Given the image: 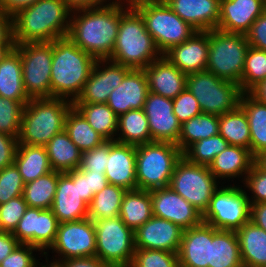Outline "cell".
I'll return each instance as SVG.
<instances>
[{
  "label": "cell",
  "instance_id": "60",
  "mask_svg": "<svg viewBox=\"0 0 266 267\" xmlns=\"http://www.w3.org/2000/svg\"><path fill=\"white\" fill-rule=\"evenodd\" d=\"M66 267H110L96 256L86 258H71L64 260Z\"/></svg>",
  "mask_w": 266,
  "mask_h": 267
},
{
  "label": "cell",
  "instance_id": "43",
  "mask_svg": "<svg viewBox=\"0 0 266 267\" xmlns=\"http://www.w3.org/2000/svg\"><path fill=\"white\" fill-rule=\"evenodd\" d=\"M266 79V51L249 47L239 85L242 93H249L257 84Z\"/></svg>",
  "mask_w": 266,
  "mask_h": 267
},
{
  "label": "cell",
  "instance_id": "24",
  "mask_svg": "<svg viewBox=\"0 0 266 267\" xmlns=\"http://www.w3.org/2000/svg\"><path fill=\"white\" fill-rule=\"evenodd\" d=\"M143 70L150 92L174 99L186 88L187 74L181 72L163 55Z\"/></svg>",
  "mask_w": 266,
  "mask_h": 267
},
{
  "label": "cell",
  "instance_id": "64",
  "mask_svg": "<svg viewBox=\"0 0 266 267\" xmlns=\"http://www.w3.org/2000/svg\"><path fill=\"white\" fill-rule=\"evenodd\" d=\"M249 93L259 102L266 104V79L257 84Z\"/></svg>",
  "mask_w": 266,
  "mask_h": 267
},
{
  "label": "cell",
  "instance_id": "11",
  "mask_svg": "<svg viewBox=\"0 0 266 267\" xmlns=\"http://www.w3.org/2000/svg\"><path fill=\"white\" fill-rule=\"evenodd\" d=\"M248 195L239 185L219 186L202 214L203 222L218 230H239L250 221Z\"/></svg>",
  "mask_w": 266,
  "mask_h": 267
},
{
  "label": "cell",
  "instance_id": "27",
  "mask_svg": "<svg viewBox=\"0 0 266 267\" xmlns=\"http://www.w3.org/2000/svg\"><path fill=\"white\" fill-rule=\"evenodd\" d=\"M254 161L255 157L249 149L229 145L209 164V170L218 181L238 177L243 182Z\"/></svg>",
  "mask_w": 266,
  "mask_h": 267
},
{
  "label": "cell",
  "instance_id": "47",
  "mask_svg": "<svg viewBox=\"0 0 266 267\" xmlns=\"http://www.w3.org/2000/svg\"><path fill=\"white\" fill-rule=\"evenodd\" d=\"M25 183L15 164L0 170V205L21 196Z\"/></svg>",
  "mask_w": 266,
  "mask_h": 267
},
{
  "label": "cell",
  "instance_id": "62",
  "mask_svg": "<svg viewBox=\"0 0 266 267\" xmlns=\"http://www.w3.org/2000/svg\"><path fill=\"white\" fill-rule=\"evenodd\" d=\"M88 184L89 191H92L93 194H96L103 190L109 184V182L106 178L105 173H96L88 171Z\"/></svg>",
  "mask_w": 266,
  "mask_h": 267
},
{
  "label": "cell",
  "instance_id": "41",
  "mask_svg": "<svg viewBox=\"0 0 266 267\" xmlns=\"http://www.w3.org/2000/svg\"><path fill=\"white\" fill-rule=\"evenodd\" d=\"M126 189L108 184L103 190L94 194L88 205L87 218L91 221L119 216Z\"/></svg>",
  "mask_w": 266,
  "mask_h": 267
},
{
  "label": "cell",
  "instance_id": "20",
  "mask_svg": "<svg viewBox=\"0 0 266 267\" xmlns=\"http://www.w3.org/2000/svg\"><path fill=\"white\" fill-rule=\"evenodd\" d=\"M209 51V31H197L185 42L163 54L185 74L206 71Z\"/></svg>",
  "mask_w": 266,
  "mask_h": 267
},
{
  "label": "cell",
  "instance_id": "51",
  "mask_svg": "<svg viewBox=\"0 0 266 267\" xmlns=\"http://www.w3.org/2000/svg\"><path fill=\"white\" fill-rule=\"evenodd\" d=\"M244 187L248 188L253 194L251 198L248 196L250 203L266 202V172L261 170L255 163L251 171L246 175Z\"/></svg>",
  "mask_w": 266,
  "mask_h": 267
},
{
  "label": "cell",
  "instance_id": "29",
  "mask_svg": "<svg viewBox=\"0 0 266 267\" xmlns=\"http://www.w3.org/2000/svg\"><path fill=\"white\" fill-rule=\"evenodd\" d=\"M243 267L266 265V231L251 221L236 231Z\"/></svg>",
  "mask_w": 266,
  "mask_h": 267
},
{
  "label": "cell",
  "instance_id": "15",
  "mask_svg": "<svg viewBox=\"0 0 266 267\" xmlns=\"http://www.w3.org/2000/svg\"><path fill=\"white\" fill-rule=\"evenodd\" d=\"M130 70L109 59H96L88 80L73 103H107L111 92L122 83Z\"/></svg>",
  "mask_w": 266,
  "mask_h": 267
},
{
  "label": "cell",
  "instance_id": "19",
  "mask_svg": "<svg viewBox=\"0 0 266 267\" xmlns=\"http://www.w3.org/2000/svg\"><path fill=\"white\" fill-rule=\"evenodd\" d=\"M183 231L179 225L153 216L134 231L135 248L178 253Z\"/></svg>",
  "mask_w": 266,
  "mask_h": 267
},
{
  "label": "cell",
  "instance_id": "52",
  "mask_svg": "<svg viewBox=\"0 0 266 267\" xmlns=\"http://www.w3.org/2000/svg\"><path fill=\"white\" fill-rule=\"evenodd\" d=\"M41 252L28 244H19L0 264L1 267H37L33 252Z\"/></svg>",
  "mask_w": 266,
  "mask_h": 267
},
{
  "label": "cell",
  "instance_id": "55",
  "mask_svg": "<svg viewBox=\"0 0 266 267\" xmlns=\"http://www.w3.org/2000/svg\"><path fill=\"white\" fill-rule=\"evenodd\" d=\"M18 139L0 132V170L14 164Z\"/></svg>",
  "mask_w": 266,
  "mask_h": 267
},
{
  "label": "cell",
  "instance_id": "66",
  "mask_svg": "<svg viewBox=\"0 0 266 267\" xmlns=\"http://www.w3.org/2000/svg\"><path fill=\"white\" fill-rule=\"evenodd\" d=\"M15 48V42H0V63Z\"/></svg>",
  "mask_w": 266,
  "mask_h": 267
},
{
  "label": "cell",
  "instance_id": "2",
  "mask_svg": "<svg viewBox=\"0 0 266 267\" xmlns=\"http://www.w3.org/2000/svg\"><path fill=\"white\" fill-rule=\"evenodd\" d=\"M72 10L62 0H38L12 16L15 44L52 42L66 37Z\"/></svg>",
  "mask_w": 266,
  "mask_h": 267
},
{
  "label": "cell",
  "instance_id": "21",
  "mask_svg": "<svg viewBox=\"0 0 266 267\" xmlns=\"http://www.w3.org/2000/svg\"><path fill=\"white\" fill-rule=\"evenodd\" d=\"M265 10L263 0H220L217 30L245 35Z\"/></svg>",
  "mask_w": 266,
  "mask_h": 267
},
{
  "label": "cell",
  "instance_id": "13",
  "mask_svg": "<svg viewBox=\"0 0 266 267\" xmlns=\"http://www.w3.org/2000/svg\"><path fill=\"white\" fill-rule=\"evenodd\" d=\"M218 183L209 166L191 163L182 156L174 167L169 187L203 214Z\"/></svg>",
  "mask_w": 266,
  "mask_h": 267
},
{
  "label": "cell",
  "instance_id": "30",
  "mask_svg": "<svg viewBox=\"0 0 266 267\" xmlns=\"http://www.w3.org/2000/svg\"><path fill=\"white\" fill-rule=\"evenodd\" d=\"M0 97L19 101L23 106L30 100L23 84L20 53L15 48L0 63Z\"/></svg>",
  "mask_w": 266,
  "mask_h": 267
},
{
  "label": "cell",
  "instance_id": "22",
  "mask_svg": "<svg viewBox=\"0 0 266 267\" xmlns=\"http://www.w3.org/2000/svg\"><path fill=\"white\" fill-rule=\"evenodd\" d=\"M105 175L109 184L126 190L137 189L136 146L109 140Z\"/></svg>",
  "mask_w": 266,
  "mask_h": 267
},
{
  "label": "cell",
  "instance_id": "54",
  "mask_svg": "<svg viewBox=\"0 0 266 267\" xmlns=\"http://www.w3.org/2000/svg\"><path fill=\"white\" fill-rule=\"evenodd\" d=\"M245 36L251 47L266 51V10L253 22Z\"/></svg>",
  "mask_w": 266,
  "mask_h": 267
},
{
  "label": "cell",
  "instance_id": "56",
  "mask_svg": "<svg viewBox=\"0 0 266 267\" xmlns=\"http://www.w3.org/2000/svg\"><path fill=\"white\" fill-rule=\"evenodd\" d=\"M19 244L12 232L0 231V264Z\"/></svg>",
  "mask_w": 266,
  "mask_h": 267
},
{
  "label": "cell",
  "instance_id": "7",
  "mask_svg": "<svg viewBox=\"0 0 266 267\" xmlns=\"http://www.w3.org/2000/svg\"><path fill=\"white\" fill-rule=\"evenodd\" d=\"M132 7L142 16L146 30L162 55L197 32L189 23L174 13L165 2L143 1Z\"/></svg>",
  "mask_w": 266,
  "mask_h": 267
},
{
  "label": "cell",
  "instance_id": "37",
  "mask_svg": "<svg viewBox=\"0 0 266 267\" xmlns=\"http://www.w3.org/2000/svg\"><path fill=\"white\" fill-rule=\"evenodd\" d=\"M219 134V116L201 113L181 125L176 145L183 153L193 143Z\"/></svg>",
  "mask_w": 266,
  "mask_h": 267
},
{
  "label": "cell",
  "instance_id": "49",
  "mask_svg": "<svg viewBox=\"0 0 266 267\" xmlns=\"http://www.w3.org/2000/svg\"><path fill=\"white\" fill-rule=\"evenodd\" d=\"M108 155L109 140H106L99 146L82 152L81 164L78 170L105 173Z\"/></svg>",
  "mask_w": 266,
  "mask_h": 267
},
{
  "label": "cell",
  "instance_id": "32",
  "mask_svg": "<svg viewBox=\"0 0 266 267\" xmlns=\"http://www.w3.org/2000/svg\"><path fill=\"white\" fill-rule=\"evenodd\" d=\"M14 164L25 184L53 171L45 146L18 144Z\"/></svg>",
  "mask_w": 266,
  "mask_h": 267
},
{
  "label": "cell",
  "instance_id": "8",
  "mask_svg": "<svg viewBox=\"0 0 266 267\" xmlns=\"http://www.w3.org/2000/svg\"><path fill=\"white\" fill-rule=\"evenodd\" d=\"M249 47L244 34L210 30L206 71L240 85Z\"/></svg>",
  "mask_w": 266,
  "mask_h": 267
},
{
  "label": "cell",
  "instance_id": "36",
  "mask_svg": "<svg viewBox=\"0 0 266 267\" xmlns=\"http://www.w3.org/2000/svg\"><path fill=\"white\" fill-rule=\"evenodd\" d=\"M73 106L105 140L115 141L118 116L107 103H73Z\"/></svg>",
  "mask_w": 266,
  "mask_h": 267
},
{
  "label": "cell",
  "instance_id": "40",
  "mask_svg": "<svg viewBox=\"0 0 266 267\" xmlns=\"http://www.w3.org/2000/svg\"><path fill=\"white\" fill-rule=\"evenodd\" d=\"M58 183V172L51 171L28 182L23 188V198L30 208L51 209Z\"/></svg>",
  "mask_w": 266,
  "mask_h": 267
},
{
  "label": "cell",
  "instance_id": "16",
  "mask_svg": "<svg viewBox=\"0 0 266 267\" xmlns=\"http://www.w3.org/2000/svg\"><path fill=\"white\" fill-rule=\"evenodd\" d=\"M143 110L148 119L152 141L178 142L181 123L173 112L172 99L149 91Z\"/></svg>",
  "mask_w": 266,
  "mask_h": 267
},
{
  "label": "cell",
  "instance_id": "23",
  "mask_svg": "<svg viewBox=\"0 0 266 267\" xmlns=\"http://www.w3.org/2000/svg\"><path fill=\"white\" fill-rule=\"evenodd\" d=\"M149 92L143 69H131L108 97L107 105L119 116L133 109H142Z\"/></svg>",
  "mask_w": 266,
  "mask_h": 267
},
{
  "label": "cell",
  "instance_id": "9",
  "mask_svg": "<svg viewBox=\"0 0 266 267\" xmlns=\"http://www.w3.org/2000/svg\"><path fill=\"white\" fill-rule=\"evenodd\" d=\"M186 88L198 100L202 113L218 116L234 110L242 94L238 84L208 71L187 74Z\"/></svg>",
  "mask_w": 266,
  "mask_h": 267
},
{
  "label": "cell",
  "instance_id": "45",
  "mask_svg": "<svg viewBox=\"0 0 266 267\" xmlns=\"http://www.w3.org/2000/svg\"><path fill=\"white\" fill-rule=\"evenodd\" d=\"M24 106L12 99L0 97V132L18 139Z\"/></svg>",
  "mask_w": 266,
  "mask_h": 267
},
{
  "label": "cell",
  "instance_id": "38",
  "mask_svg": "<svg viewBox=\"0 0 266 267\" xmlns=\"http://www.w3.org/2000/svg\"><path fill=\"white\" fill-rule=\"evenodd\" d=\"M219 134L229 145L250 150V127L246 113L240 105L219 116Z\"/></svg>",
  "mask_w": 266,
  "mask_h": 267
},
{
  "label": "cell",
  "instance_id": "33",
  "mask_svg": "<svg viewBox=\"0 0 266 267\" xmlns=\"http://www.w3.org/2000/svg\"><path fill=\"white\" fill-rule=\"evenodd\" d=\"M239 105L246 113L250 127V151L255 157L266 150V104L250 93H242Z\"/></svg>",
  "mask_w": 266,
  "mask_h": 267
},
{
  "label": "cell",
  "instance_id": "61",
  "mask_svg": "<svg viewBox=\"0 0 266 267\" xmlns=\"http://www.w3.org/2000/svg\"><path fill=\"white\" fill-rule=\"evenodd\" d=\"M72 11L77 9H86L104 6L108 4H112L117 0H113L110 2L109 0H62ZM109 2V3H106Z\"/></svg>",
  "mask_w": 266,
  "mask_h": 267
},
{
  "label": "cell",
  "instance_id": "5",
  "mask_svg": "<svg viewBox=\"0 0 266 267\" xmlns=\"http://www.w3.org/2000/svg\"><path fill=\"white\" fill-rule=\"evenodd\" d=\"M72 106L63 98L30 99L23 108L18 144L45 146L64 130Z\"/></svg>",
  "mask_w": 266,
  "mask_h": 267
},
{
  "label": "cell",
  "instance_id": "17",
  "mask_svg": "<svg viewBox=\"0 0 266 267\" xmlns=\"http://www.w3.org/2000/svg\"><path fill=\"white\" fill-rule=\"evenodd\" d=\"M153 215L179 225L183 230L200 225L202 213L170 187L150 190Z\"/></svg>",
  "mask_w": 266,
  "mask_h": 267
},
{
  "label": "cell",
  "instance_id": "6",
  "mask_svg": "<svg viewBox=\"0 0 266 267\" xmlns=\"http://www.w3.org/2000/svg\"><path fill=\"white\" fill-rule=\"evenodd\" d=\"M180 148L171 142L153 141L136 146L137 189L154 190L169 187Z\"/></svg>",
  "mask_w": 266,
  "mask_h": 267
},
{
  "label": "cell",
  "instance_id": "10",
  "mask_svg": "<svg viewBox=\"0 0 266 267\" xmlns=\"http://www.w3.org/2000/svg\"><path fill=\"white\" fill-rule=\"evenodd\" d=\"M95 256L110 267H130L135 253L134 231L120 216L94 221Z\"/></svg>",
  "mask_w": 266,
  "mask_h": 267
},
{
  "label": "cell",
  "instance_id": "44",
  "mask_svg": "<svg viewBox=\"0 0 266 267\" xmlns=\"http://www.w3.org/2000/svg\"><path fill=\"white\" fill-rule=\"evenodd\" d=\"M58 226L59 221L51 209L36 208L35 247L41 253H47L54 244Z\"/></svg>",
  "mask_w": 266,
  "mask_h": 267
},
{
  "label": "cell",
  "instance_id": "50",
  "mask_svg": "<svg viewBox=\"0 0 266 267\" xmlns=\"http://www.w3.org/2000/svg\"><path fill=\"white\" fill-rule=\"evenodd\" d=\"M173 101V112L178 118L181 125L202 113L198 100L193 94L185 88L180 94H178Z\"/></svg>",
  "mask_w": 266,
  "mask_h": 267
},
{
  "label": "cell",
  "instance_id": "59",
  "mask_svg": "<svg viewBox=\"0 0 266 267\" xmlns=\"http://www.w3.org/2000/svg\"><path fill=\"white\" fill-rule=\"evenodd\" d=\"M0 42H14L12 16L0 10Z\"/></svg>",
  "mask_w": 266,
  "mask_h": 267
},
{
  "label": "cell",
  "instance_id": "14",
  "mask_svg": "<svg viewBox=\"0 0 266 267\" xmlns=\"http://www.w3.org/2000/svg\"><path fill=\"white\" fill-rule=\"evenodd\" d=\"M59 260L93 257L96 253L94 222L88 218L59 223L54 244L50 247Z\"/></svg>",
  "mask_w": 266,
  "mask_h": 267
},
{
  "label": "cell",
  "instance_id": "34",
  "mask_svg": "<svg viewBox=\"0 0 266 267\" xmlns=\"http://www.w3.org/2000/svg\"><path fill=\"white\" fill-rule=\"evenodd\" d=\"M120 218L133 231H136L153 215L150 191L127 190L121 204Z\"/></svg>",
  "mask_w": 266,
  "mask_h": 267
},
{
  "label": "cell",
  "instance_id": "1",
  "mask_svg": "<svg viewBox=\"0 0 266 267\" xmlns=\"http://www.w3.org/2000/svg\"><path fill=\"white\" fill-rule=\"evenodd\" d=\"M119 23V1L99 7L77 9L71 12L67 36L95 59H109L117 40Z\"/></svg>",
  "mask_w": 266,
  "mask_h": 267
},
{
  "label": "cell",
  "instance_id": "35",
  "mask_svg": "<svg viewBox=\"0 0 266 267\" xmlns=\"http://www.w3.org/2000/svg\"><path fill=\"white\" fill-rule=\"evenodd\" d=\"M115 141L134 146L153 142L148 119L143 108L129 110L118 116L117 137Z\"/></svg>",
  "mask_w": 266,
  "mask_h": 267
},
{
  "label": "cell",
  "instance_id": "25",
  "mask_svg": "<svg viewBox=\"0 0 266 267\" xmlns=\"http://www.w3.org/2000/svg\"><path fill=\"white\" fill-rule=\"evenodd\" d=\"M165 3L197 31L217 29L220 0H167Z\"/></svg>",
  "mask_w": 266,
  "mask_h": 267
},
{
  "label": "cell",
  "instance_id": "48",
  "mask_svg": "<svg viewBox=\"0 0 266 267\" xmlns=\"http://www.w3.org/2000/svg\"><path fill=\"white\" fill-rule=\"evenodd\" d=\"M27 208V203L22 195L0 205L1 231L13 232Z\"/></svg>",
  "mask_w": 266,
  "mask_h": 267
},
{
  "label": "cell",
  "instance_id": "4",
  "mask_svg": "<svg viewBox=\"0 0 266 267\" xmlns=\"http://www.w3.org/2000/svg\"><path fill=\"white\" fill-rule=\"evenodd\" d=\"M161 56L142 16L132 6L120 2L118 35L109 60L131 69H144Z\"/></svg>",
  "mask_w": 266,
  "mask_h": 267
},
{
  "label": "cell",
  "instance_id": "68",
  "mask_svg": "<svg viewBox=\"0 0 266 267\" xmlns=\"http://www.w3.org/2000/svg\"><path fill=\"white\" fill-rule=\"evenodd\" d=\"M123 4H126L128 6H133L136 3L143 2V1H151V0H117ZM157 1V0H156Z\"/></svg>",
  "mask_w": 266,
  "mask_h": 267
},
{
  "label": "cell",
  "instance_id": "18",
  "mask_svg": "<svg viewBox=\"0 0 266 267\" xmlns=\"http://www.w3.org/2000/svg\"><path fill=\"white\" fill-rule=\"evenodd\" d=\"M59 223L87 218L88 204L80 197L78 190V169L60 173L56 194L51 206Z\"/></svg>",
  "mask_w": 266,
  "mask_h": 267
},
{
  "label": "cell",
  "instance_id": "67",
  "mask_svg": "<svg viewBox=\"0 0 266 267\" xmlns=\"http://www.w3.org/2000/svg\"><path fill=\"white\" fill-rule=\"evenodd\" d=\"M254 163L264 172H266V150L260 152L258 155L255 156Z\"/></svg>",
  "mask_w": 266,
  "mask_h": 267
},
{
  "label": "cell",
  "instance_id": "26",
  "mask_svg": "<svg viewBox=\"0 0 266 267\" xmlns=\"http://www.w3.org/2000/svg\"><path fill=\"white\" fill-rule=\"evenodd\" d=\"M180 267H208L210 263V225H200L183 231L178 252Z\"/></svg>",
  "mask_w": 266,
  "mask_h": 267
},
{
  "label": "cell",
  "instance_id": "58",
  "mask_svg": "<svg viewBox=\"0 0 266 267\" xmlns=\"http://www.w3.org/2000/svg\"><path fill=\"white\" fill-rule=\"evenodd\" d=\"M38 0H0V10L14 16L19 10L32 6Z\"/></svg>",
  "mask_w": 266,
  "mask_h": 267
},
{
  "label": "cell",
  "instance_id": "63",
  "mask_svg": "<svg viewBox=\"0 0 266 267\" xmlns=\"http://www.w3.org/2000/svg\"><path fill=\"white\" fill-rule=\"evenodd\" d=\"M78 190L80 197L89 205L94 194L92 191H89L88 171L78 170Z\"/></svg>",
  "mask_w": 266,
  "mask_h": 267
},
{
  "label": "cell",
  "instance_id": "53",
  "mask_svg": "<svg viewBox=\"0 0 266 267\" xmlns=\"http://www.w3.org/2000/svg\"><path fill=\"white\" fill-rule=\"evenodd\" d=\"M35 224L36 208L28 207L12 234L20 244L35 247Z\"/></svg>",
  "mask_w": 266,
  "mask_h": 267
},
{
  "label": "cell",
  "instance_id": "57",
  "mask_svg": "<svg viewBox=\"0 0 266 267\" xmlns=\"http://www.w3.org/2000/svg\"><path fill=\"white\" fill-rule=\"evenodd\" d=\"M250 221L266 231V202L250 203Z\"/></svg>",
  "mask_w": 266,
  "mask_h": 267
},
{
  "label": "cell",
  "instance_id": "39",
  "mask_svg": "<svg viewBox=\"0 0 266 267\" xmlns=\"http://www.w3.org/2000/svg\"><path fill=\"white\" fill-rule=\"evenodd\" d=\"M64 130L81 152L91 150L106 141L74 106L66 115Z\"/></svg>",
  "mask_w": 266,
  "mask_h": 267
},
{
  "label": "cell",
  "instance_id": "42",
  "mask_svg": "<svg viewBox=\"0 0 266 267\" xmlns=\"http://www.w3.org/2000/svg\"><path fill=\"white\" fill-rule=\"evenodd\" d=\"M228 146L229 143L218 134L193 143L182 153V156L191 163L209 166Z\"/></svg>",
  "mask_w": 266,
  "mask_h": 267
},
{
  "label": "cell",
  "instance_id": "70",
  "mask_svg": "<svg viewBox=\"0 0 266 267\" xmlns=\"http://www.w3.org/2000/svg\"><path fill=\"white\" fill-rule=\"evenodd\" d=\"M157 1H160V2H166L167 0H157Z\"/></svg>",
  "mask_w": 266,
  "mask_h": 267
},
{
  "label": "cell",
  "instance_id": "65",
  "mask_svg": "<svg viewBox=\"0 0 266 267\" xmlns=\"http://www.w3.org/2000/svg\"><path fill=\"white\" fill-rule=\"evenodd\" d=\"M42 254V256H45L46 257V263L47 264H42L40 263L39 261H37V267H66V262L64 260H59V259H54V256H53V261H49L47 256H48V253H40V255ZM44 254V255H43ZM55 260V261H54ZM49 261V262H48ZM39 265V266H38Z\"/></svg>",
  "mask_w": 266,
  "mask_h": 267
},
{
  "label": "cell",
  "instance_id": "46",
  "mask_svg": "<svg viewBox=\"0 0 266 267\" xmlns=\"http://www.w3.org/2000/svg\"><path fill=\"white\" fill-rule=\"evenodd\" d=\"M130 267H180L178 253L135 248Z\"/></svg>",
  "mask_w": 266,
  "mask_h": 267
},
{
  "label": "cell",
  "instance_id": "3",
  "mask_svg": "<svg viewBox=\"0 0 266 267\" xmlns=\"http://www.w3.org/2000/svg\"><path fill=\"white\" fill-rule=\"evenodd\" d=\"M95 62L92 55L83 51L68 36L54 40L51 98L74 102L88 80Z\"/></svg>",
  "mask_w": 266,
  "mask_h": 267
},
{
  "label": "cell",
  "instance_id": "28",
  "mask_svg": "<svg viewBox=\"0 0 266 267\" xmlns=\"http://www.w3.org/2000/svg\"><path fill=\"white\" fill-rule=\"evenodd\" d=\"M208 267H243L236 231L210 226V263Z\"/></svg>",
  "mask_w": 266,
  "mask_h": 267
},
{
  "label": "cell",
  "instance_id": "69",
  "mask_svg": "<svg viewBox=\"0 0 266 267\" xmlns=\"http://www.w3.org/2000/svg\"><path fill=\"white\" fill-rule=\"evenodd\" d=\"M263 3H264V6H265V8H266V0H263Z\"/></svg>",
  "mask_w": 266,
  "mask_h": 267
},
{
  "label": "cell",
  "instance_id": "31",
  "mask_svg": "<svg viewBox=\"0 0 266 267\" xmlns=\"http://www.w3.org/2000/svg\"><path fill=\"white\" fill-rule=\"evenodd\" d=\"M45 148L53 171L66 173L80 167L82 152L65 130L57 133Z\"/></svg>",
  "mask_w": 266,
  "mask_h": 267
},
{
  "label": "cell",
  "instance_id": "12",
  "mask_svg": "<svg viewBox=\"0 0 266 267\" xmlns=\"http://www.w3.org/2000/svg\"><path fill=\"white\" fill-rule=\"evenodd\" d=\"M22 63L23 84L29 99L51 98L52 42L15 44Z\"/></svg>",
  "mask_w": 266,
  "mask_h": 267
}]
</instances>
